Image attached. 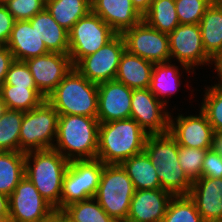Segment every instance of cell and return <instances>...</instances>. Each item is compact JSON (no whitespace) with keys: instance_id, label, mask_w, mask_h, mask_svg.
Segmentation results:
<instances>
[{"instance_id":"cell-1","label":"cell","mask_w":222,"mask_h":222,"mask_svg":"<svg viewBox=\"0 0 222 222\" xmlns=\"http://www.w3.org/2000/svg\"><path fill=\"white\" fill-rule=\"evenodd\" d=\"M148 135L131 118L100 123L96 159L104 164H121L126 159L144 152Z\"/></svg>"},{"instance_id":"cell-2","label":"cell","mask_w":222,"mask_h":222,"mask_svg":"<svg viewBox=\"0 0 222 222\" xmlns=\"http://www.w3.org/2000/svg\"><path fill=\"white\" fill-rule=\"evenodd\" d=\"M99 124L97 117L59 115L53 149L69 162L96 159Z\"/></svg>"},{"instance_id":"cell-3","label":"cell","mask_w":222,"mask_h":222,"mask_svg":"<svg viewBox=\"0 0 222 222\" xmlns=\"http://www.w3.org/2000/svg\"><path fill=\"white\" fill-rule=\"evenodd\" d=\"M144 152L156 167L161 189L174 196L189 195L193 182L181 168L178 161L179 145L169 132L149 134Z\"/></svg>"},{"instance_id":"cell-4","label":"cell","mask_w":222,"mask_h":222,"mask_svg":"<svg viewBox=\"0 0 222 222\" xmlns=\"http://www.w3.org/2000/svg\"><path fill=\"white\" fill-rule=\"evenodd\" d=\"M68 164L69 161L53 148L25 153L24 175L56 212H60L63 178Z\"/></svg>"},{"instance_id":"cell-5","label":"cell","mask_w":222,"mask_h":222,"mask_svg":"<svg viewBox=\"0 0 222 222\" xmlns=\"http://www.w3.org/2000/svg\"><path fill=\"white\" fill-rule=\"evenodd\" d=\"M46 100L59 115L97 117L98 84L90 82L73 67Z\"/></svg>"},{"instance_id":"cell-6","label":"cell","mask_w":222,"mask_h":222,"mask_svg":"<svg viewBox=\"0 0 222 222\" xmlns=\"http://www.w3.org/2000/svg\"><path fill=\"white\" fill-rule=\"evenodd\" d=\"M134 193L132 180L120 164H104L94 198L110 217L125 222Z\"/></svg>"},{"instance_id":"cell-7","label":"cell","mask_w":222,"mask_h":222,"mask_svg":"<svg viewBox=\"0 0 222 222\" xmlns=\"http://www.w3.org/2000/svg\"><path fill=\"white\" fill-rule=\"evenodd\" d=\"M58 117V112L47 100L24 112L19 135L20 152L52 149L57 137Z\"/></svg>"},{"instance_id":"cell-8","label":"cell","mask_w":222,"mask_h":222,"mask_svg":"<svg viewBox=\"0 0 222 222\" xmlns=\"http://www.w3.org/2000/svg\"><path fill=\"white\" fill-rule=\"evenodd\" d=\"M104 163L98 159L70 161L63 178L60 212L68 205L94 198Z\"/></svg>"},{"instance_id":"cell-9","label":"cell","mask_w":222,"mask_h":222,"mask_svg":"<svg viewBox=\"0 0 222 222\" xmlns=\"http://www.w3.org/2000/svg\"><path fill=\"white\" fill-rule=\"evenodd\" d=\"M69 52L73 66L83 57L95 53L117 33L98 15L90 11L68 31Z\"/></svg>"},{"instance_id":"cell-10","label":"cell","mask_w":222,"mask_h":222,"mask_svg":"<svg viewBox=\"0 0 222 222\" xmlns=\"http://www.w3.org/2000/svg\"><path fill=\"white\" fill-rule=\"evenodd\" d=\"M55 213L26 176L9 196V222H45Z\"/></svg>"},{"instance_id":"cell-11","label":"cell","mask_w":222,"mask_h":222,"mask_svg":"<svg viewBox=\"0 0 222 222\" xmlns=\"http://www.w3.org/2000/svg\"><path fill=\"white\" fill-rule=\"evenodd\" d=\"M168 37L172 62L181 63L194 72L199 66L214 64L205 52L199 24H179Z\"/></svg>"},{"instance_id":"cell-12","label":"cell","mask_w":222,"mask_h":222,"mask_svg":"<svg viewBox=\"0 0 222 222\" xmlns=\"http://www.w3.org/2000/svg\"><path fill=\"white\" fill-rule=\"evenodd\" d=\"M125 49L153 64L171 61L168 34L148 26L144 21L121 34Z\"/></svg>"},{"instance_id":"cell-13","label":"cell","mask_w":222,"mask_h":222,"mask_svg":"<svg viewBox=\"0 0 222 222\" xmlns=\"http://www.w3.org/2000/svg\"><path fill=\"white\" fill-rule=\"evenodd\" d=\"M125 41L117 34L93 54L83 57L74 67L90 82L99 84L115 80Z\"/></svg>"},{"instance_id":"cell-14","label":"cell","mask_w":222,"mask_h":222,"mask_svg":"<svg viewBox=\"0 0 222 222\" xmlns=\"http://www.w3.org/2000/svg\"><path fill=\"white\" fill-rule=\"evenodd\" d=\"M130 118L148 134L169 132L170 111L149 88L133 89Z\"/></svg>"},{"instance_id":"cell-15","label":"cell","mask_w":222,"mask_h":222,"mask_svg":"<svg viewBox=\"0 0 222 222\" xmlns=\"http://www.w3.org/2000/svg\"><path fill=\"white\" fill-rule=\"evenodd\" d=\"M199 114L173 116L170 112L169 133L179 146L212 149L214 131L207 116L199 109Z\"/></svg>"},{"instance_id":"cell-16","label":"cell","mask_w":222,"mask_h":222,"mask_svg":"<svg viewBox=\"0 0 222 222\" xmlns=\"http://www.w3.org/2000/svg\"><path fill=\"white\" fill-rule=\"evenodd\" d=\"M37 89L47 97L74 67L68 54L49 52L25 61Z\"/></svg>"},{"instance_id":"cell-17","label":"cell","mask_w":222,"mask_h":222,"mask_svg":"<svg viewBox=\"0 0 222 222\" xmlns=\"http://www.w3.org/2000/svg\"><path fill=\"white\" fill-rule=\"evenodd\" d=\"M132 93L133 89L117 80L99 83L97 113L99 123L129 119Z\"/></svg>"},{"instance_id":"cell-18","label":"cell","mask_w":222,"mask_h":222,"mask_svg":"<svg viewBox=\"0 0 222 222\" xmlns=\"http://www.w3.org/2000/svg\"><path fill=\"white\" fill-rule=\"evenodd\" d=\"M173 196L161 188L135 190L125 222H162Z\"/></svg>"},{"instance_id":"cell-19","label":"cell","mask_w":222,"mask_h":222,"mask_svg":"<svg viewBox=\"0 0 222 222\" xmlns=\"http://www.w3.org/2000/svg\"><path fill=\"white\" fill-rule=\"evenodd\" d=\"M91 11L101 17L117 34L143 21L131 0H91Z\"/></svg>"},{"instance_id":"cell-20","label":"cell","mask_w":222,"mask_h":222,"mask_svg":"<svg viewBox=\"0 0 222 222\" xmlns=\"http://www.w3.org/2000/svg\"><path fill=\"white\" fill-rule=\"evenodd\" d=\"M189 197L203 220L222 221V178L201 177L193 181Z\"/></svg>"},{"instance_id":"cell-21","label":"cell","mask_w":222,"mask_h":222,"mask_svg":"<svg viewBox=\"0 0 222 222\" xmlns=\"http://www.w3.org/2000/svg\"><path fill=\"white\" fill-rule=\"evenodd\" d=\"M6 47L11 51L14 60L18 61H26L49 53L29 20L15 21Z\"/></svg>"},{"instance_id":"cell-22","label":"cell","mask_w":222,"mask_h":222,"mask_svg":"<svg viewBox=\"0 0 222 222\" xmlns=\"http://www.w3.org/2000/svg\"><path fill=\"white\" fill-rule=\"evenodd\" d=\"M172 61L154 64L149 89L168 108L169 98L182 87V73L194 75L195 72L183 64ZM180 67V68H179ZM182 68V69H181ZM180 70L183 71L180 73ZM191 73V74H190ZM166 99V100H165Z\"/></svg>"},{"instance_id":"cell-23","label":"cell","mask_w":222,"mask_h":222,"mask_svg":"<svg viewBox=\"0 0 222 222\" xmlns=\"http://www.w3.org/2000/svg\"><path fill=\"white\" fill-rule=\"evenodd\" d=\"M154 64L126 49L121 55L115 80L131 89H147L150 86Z\"/></svg>"},{"instance_id":"cell-24","label":"cell","mask_w":222,"mask_h":222,"mask_svg":"<svg viewBox=\"0 0 222 222\" xmlns=\"http://www.w3.org/2000/svg\"><path fill=\"white\" fill-rule=\"evenodd\" d=\"M29 21L49 52L68 54V31L53 19L46 8L34 15Z\"/></svg>"},{"instance_id":"cell-25","label":"cell","mask_w":222,"mask_h":222,"mask_svg":"<svg viewBox=\"0 0 222 222\" xmlns=\"http://www.w3.org/2000/svg\"><path fill=\"white\" fill-rule=\"evenodd\" d=\"M206 54L215 61L222 53V7L210 5L199 23Z\"/></svg>"},{"instance_id":"cell-26","label":"cell","mask_w":222,"mask_h":222,"mask_svg":"<svg viewBox=\"0 0 222 222\" xmlns=\"http://www.w3.org/2000/svg\"><path fill=\"white\" fill-rule=\"evenodd\" d=\"M120 165L132 180L135 190L161 188L156 167L145 152L126 159Z\"/></svg>"},{"instance_id":"cell-27","label":"cell","mask_w":222,"mask_h":222,"mask_svg":"<svg viewBox=\"0 0 222 222\" xmlns=\"http://www.w3.org/2000/svg\"><path fill=\"white\" fill-rule=\"evenodd\" d=\"M45 8L67 31L91 11V0H45Z\"/></svg>"},{"instance_id":"cell-28","label":"cell","mask_w":222,"mask_h":222,"mask_svg":"<svg viewBox=\"0 0 222 222\" xmlns=\"http://www.w3.org/2000/svg\"><path fill=\"white\" fill-rule=\"evenodd\" d=\"M24 173L25 152L0 151V193L9 197Z\"/></svg>"},{"instance_id":"cell-29","label":"cell","mask_w":222,"mask_h":222,"mask_svg":"<svg viewBox=\"0 0 222 222\" xmlns=\"http://www.w3.org/2000/svg\"><path fill=\"white\" fill-rule=\"evenodd\" d=\"M0 98L6 103L7 108L27 112L38 107L46 97L37 87H17L2 85Z\"/></svg>"},{"instance_id":"cell-30","label":"cell","mask_w":222,"mask_h":222,"mask_svg":"<svg viewBox=\"0 0 222 222\" xmlns=\"http://www.w3.org/2000/svg\"><path fill=\"white\" fill-rule=\"evenodd\" d=\"M143 21L162 33H171L180 23L176 12L175 0H152Z\"/></svg>"},{"instance_id":"cell-31","label":"cell","mask_w":222,"mask_h":222,"mask_svg":"<svg viewBox=\"0 0 222 222\" xmlns=\"http://www.w3.org/2000/svg\"><path fill=\"white\" fill-rule=\"evenodd\" d=\"M61 213L71 222H118L105 212L95 198L72 203Z\"/></svg>"},{"instance_id":"cell-32","label":"cell","mask_w":222,"mask_h":222,"mask_svg":"<svg viewBox=\"0 0 222 222\" xmlns=\"http://www.w3.org/2000/svg\"><path fill=\"white\" fill-rule=\"evenodd\" d=\"M23 115V111L8 109L0 119V151L20 152Z\"/></svg>"},{"instance_id":"cell-33","label":"cell","mask_w":222,"mask_h":222,"mask_svg":"<svg viewBox=\"0 0 222 222\" xmlns=\"http://www.w3.org/2000/svg\"><path fill=\"white\" fill-rule=\"evenodd\" d=\"M195 202L189 195L173 196L162 222H203Z\"/></svg>"},{"instance_id":"cell-34","label":"cell","mask_w":222,"mask_h":222,"mask_svg":"<svg viewBox=\"0 0 222 222\" xmlns=\"http://www.w3.org/2000/svg\"><path fill=\"white\" fill-rule=\"evenodd\" d=\"M200 110L207 116L208 122L215 132H222V87L214 84L204 86Z\"/></svg>"},{"instance_id":"cell-35","label":"cell","mask_w":222,"mask_h":222,"mask_svg":"<svg viewBox=\"0 0 222 222\" xmlns=\"http://www.w3.org/2000/svg\"><path fill=\"white\" fill-rule=\"evenodd\" d=\"M207 150L209 149L179 146L178 161L192 182L201 178L204 156Z\"/></svg>"},{"instance_id":"cell-36","label":"cell","mask_w":222,"mask_h":222,"mask_svg":"<svg viewBox=\"0 0 222 222\" xmlns=\"http://www.w3.org/2000/svg\"><path fill=\"white\" fill-rule=\"evenodd\" d=\"M210 5V0H175L179 23L199 24Z\"/></svg>"},{"instance_id":"cell-37","label":"cell","mask_w":222,"mask_h":222,"mask_svg":"<svg viewBox=\"0 0 222 222\" xmlns=\"http://www.w3.org/2000/svg\"><path fill=\"white\" fill-rule=\"evenodd\" d=\"M3 85L36 87L32 74L25 61L14 60L6 73Z\"/></svg>"},{"instance_id":"cell-38","label":"cell","mask_w":222,"mask_h":222,"mask_svg":"<svg viewBox=\"0 0 222 222\" xmlns=\"http://www.w3.org/2000/svg\"><path fill=\"white\" fill-rule=\"evenodd\" d=\"M6 6L16 21L29 20L45 8V0H12Z\"/></svg>"},{"instance_id":"cell-39","label":"cell","mask_w":222,"mask_h":222,"mask_svg":"<svg viewBox=\"0 0 222 222\" xmlns=\"http://www.w3.org/2000/svg\"><path fill=\"white\" fill-rule=\"evenodd\" d=\"M201 177L222 178V156L213 149L204 156Z\"/></svg>"},{"instance_id":"cell-40","label":"cell","mask_w":222,"mask_h":222,"mask_svg":"<svg viewBox=\"0 0 222 222\" xmlns=\"http://www.w3.org/2000/svg\"><path fill=\"white\" fill-rule=\"evenodd\" d=\"M15 21L16 20L8 11L7 6L0 4V43L4 46H6L9 41Z\"/></svg>"},{"instance_id":"cell-41","label":"cell","mask_w":222,"mask_h":222,"mask_svg":"<svg viewBox=\"0 0 222 222\" xmlns=\"http://www.w3.org/2000/svg\"><path fill=\"white\" fill-rule=\"evenodd\" d=\"M13 61L14 58L11 51L6 46H3L0 49V87L4 84L6 73Z\"/></svg>"},{"instance_id":"cell-42","label":"cell","mask_w":222,"mask_h":222,"mask_svg":"<svg viewBox=\"0 0 222 222\" xmlns=\"http://www.w3.org/2000/svg\"><path fill=\"white\" fill-rule=\"evenodd\" d=\"M0 222H9V197L0 193Z\"/></svg>"},{"instance_id":"cell-43","label":"cell","mask_w":222,"mask_h":222,"mask_svg":"<svg viewBox=\"0 0 222 222\" xmlns=\"http://www.w3.org/2000/svg\"><path fill=\"white\" fill-rule=\"evenodd\" d=\"M133 6L143 16L150 8L152 0H131Z\"/></svg>"},{"instance_id":"cell-44","label":"cell","mask_w":222,"mask_h":222,"mask_svg":"<svg viewBox=\"0 0 222 222\" xmlns=\"http://www.w3.org/2000/svg\"><path fill=\"white\" fill-rule=\"evenodd\" d=\"M215 73L217 72V85L222 87V53L216 58L213 64ZM220 80V81H219Z\"/></svg>"},{"instance_id":"cell-45","label":"cell","mask_w":222,"mask_h":222,"mask_svg":"<svg viewBox=\"0 0 222 222\" xmlns=\"http://www.w3.org/2000/svg\"><path fill=\"white\" fill-rule=\"evenodd\" d=\"M212 149L222 156V132L213 134Z\"/></svg>"},{"instance_id":"cell-46","label":"cell","mask_w":222,"mask_h":222,"mask_svg":"<svg viewBox=\"0 0 222 222\" xmlns=\"http://www.w3.org/2000/svg\"><path fill=\"white\" fill-rule=\"evenodd\" d=\"M8 110L6 103L0 98V119Z\"/></svg>"},{"instance_id":"cell-47","label":"cell","mask_w":222,"mask_h":222,"mask_svg":"<svg viewBox=\"0 0 222 222\" xmlns=\"http://www.w3.org/2000/svg\"><path fill=\"white\" fill-rule=\"evenodd\" d=\"M57 222H71L61 212H57Z\"/></svg>"},{"instance_id":"cell-48","label":"cell","mask_w":222,"mask_h":222,"mask_svg":"<svg viewBox=\"0 0 222 222\" xmlns=\"http://www.w3.org/2000/svg\"><path fill=\"white\" fill-rule=\"evenodd\" d=\"M212 5L222 7V0H210Z\"/></svg>"},{"instance_id":"cell-49","label":"cell","mask_w":222,"mask_h":222,"mask_svg":"<svg viewBox=\"0 0 222 222\" xmlns=\"http://www.w3.org/2000/svg\"><path fill=\"white\" fill-rule=\"evenodd\" d=\"M45 222H57V212L49 220Z\"/></svg>"},{"instance_id":"cell-50","label":"cell","mask_w":222,"mask_h":222,"mask_svg":"<svg viewBox=\"0 0 222 222\" xmlns=\"http://www.w3.org/2000/svg\"><path fill=\"white\" fill-rule=\"evenodd\" d=\"M12 0H0V4L1 5H6L7 3H9Z\"/></svg>"},{"instance_id":"cell-51","label":"cell","mask_w":222,"mask_h":222,"mask_svg":"<svg viewBox=\"0 0 222 222\" xmlns=\"http://www.w3.org/2000/svg\"><path fill=\"white\" fill-rule=\"evenodd\" d=\"M203 222H222V221H215V220H204Z\"/></svg>"}]
</instances>
